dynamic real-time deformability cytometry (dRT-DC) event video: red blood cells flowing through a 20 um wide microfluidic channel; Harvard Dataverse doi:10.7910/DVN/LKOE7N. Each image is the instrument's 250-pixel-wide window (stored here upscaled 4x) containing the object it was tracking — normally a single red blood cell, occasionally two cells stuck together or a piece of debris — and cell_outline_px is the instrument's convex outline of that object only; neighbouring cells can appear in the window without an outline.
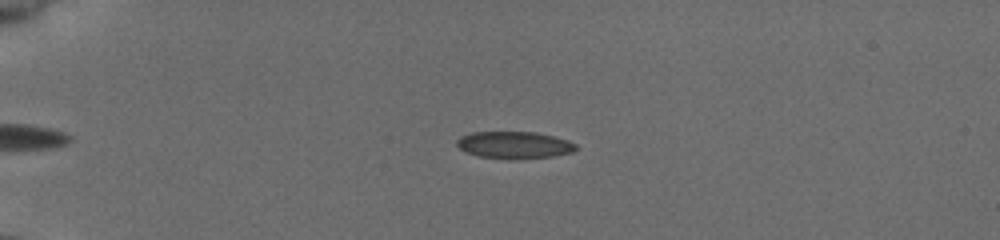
{"species": "common noctule bat (a hibernating species)", "species_latin": "Nyctalus noctula", "temperature_condition": "cold", "stored_images_in_passage": 38, "camera_frame_rate_fps": 3000, "um_per_image_px": 0.085, "animal": {"sex": "female", "body_mass_g": 19.5, "forearm_length_mm": 54.1}, "frame": {"image": 1, "passage_image": 4, "time_ms": 1.0, "image_size_px": [1000, 240], "cell_outline_px": [[576, 148], [572, 152], [552, 156], [480, 156], [468, 152], [460, 148], [456, 144], [456, 140], [460, 136], [472, 132], [536, 132], [568, 140], [576, 144]], "centroid_in_image_um": [43.7, 12.26], "position_along_channel_um": 41.3, "area_um2": 17.69}}
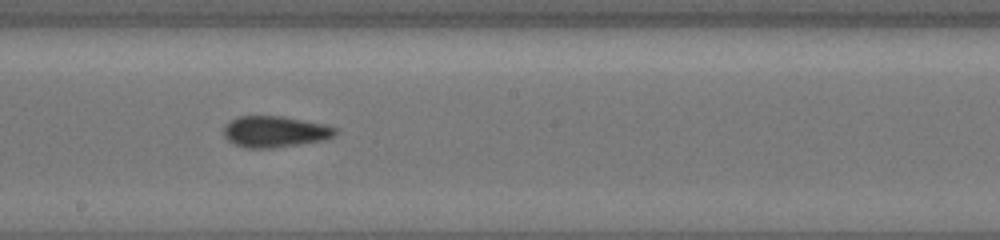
{"frame": {"image": 2, "passage_image": 22, "time_ms": 7.0, "image_size_px": [1000, 240], "cell_outline_px": [[336, 132], [332, 136], [324, 140], [272, 148], [244, 148], [228, 140], [224, 136], [224, 128], [232, 120], [240, 116], [284, 116], [324, 124], [336, 128]], "centroid_in_image_um": [23.37, 11.19], "position_along_channel_um": 224.8, "area_um2": 20.06}}
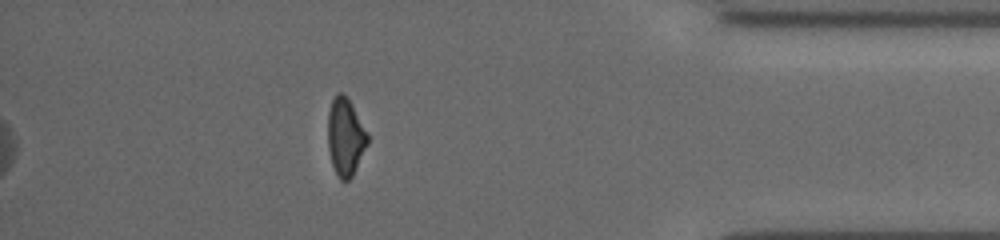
{"frame": {"image": 3, "passage_image": 38, "time_ms": 12.333, "image_size_px": [1000, 240], "cell_outline_px": [[368, 144], [352, 176], [348, 180], [340, 180], [332, 164], [328, 148], [328, 112], [332, 100], [336, 92], [344, 92], [368, 132]], "centroid_in_image_um": [29.36, 11.61], "position_along_channel_um": 405.8, "area_um2": 17.92}, "authors_computed_cell_mechanics": {"area_um2": 19.5653, "velocity_mm_per_s": 3.941, "shape_relaxation_time_tau1_ms": 3.6369, "shape_relaxation_time_tau2_ms": 2.0403, "deformation_change_tau1": 0.1031, "deformation_change_tau2": 0.0622}}